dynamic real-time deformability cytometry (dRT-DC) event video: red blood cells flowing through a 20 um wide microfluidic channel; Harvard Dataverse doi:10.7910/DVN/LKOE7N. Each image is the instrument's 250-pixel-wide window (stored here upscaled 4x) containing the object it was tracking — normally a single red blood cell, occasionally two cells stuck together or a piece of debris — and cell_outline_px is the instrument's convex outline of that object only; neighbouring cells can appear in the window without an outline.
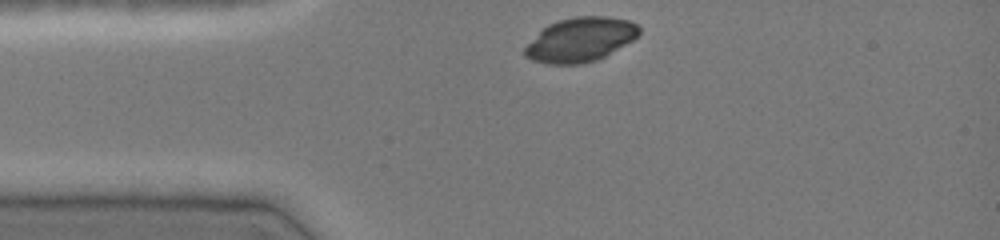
{"species": "common noctule bat (a hibernating species)", "species_latin": "Nyctalus noctula", "temperature_condition": "cold", "stored_images_in_passage": 31, "camera_frame_rate_fps": 3000, "um_per_image_px": 0.085, "animal": {"sex": "female", "body_mass_g": 19.0, "forearm_length_mm": 51.5}, "frame": {"image": 1, "passage_image": 1, "time_ms": 0.0, "image_size_px": [1000, 240], "cell_outline_px": [[640, 32], [632, 40], [604, 56], [596, 60], [580, 64], [548, 64], [532, 60], [524, 56], [524, 48], [548, 24], [560, 20], [576, 16], [608, 16], [628, 20], [636, 24], [640, 28]], "centroid_in_image_um": [49.33, 3.37], "position_along_channel_um": 35.7, "area_um2": 29.07}}
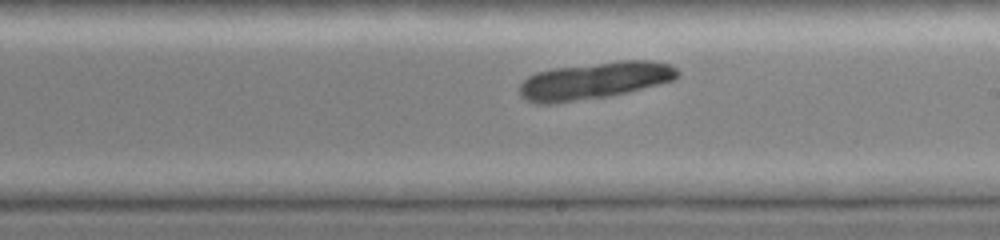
{"frame": {"image": 2, "passage_image": 18, "time_ms": 5.667, "image_size_px": [1000, 240], "cell_outline_px": [[680, 72], [672, 80], [628, 92], [608, 96], [556, 104], [536, 104], [520, 96], [520, 84], [528, 76], [536, 72], [552, 68], [620, 60], [648, 60], [672, 64]], "centroid_in_image_um": [50.5, 6.85], "position_along_channel_um": 238.5, "area_um2": 34.22}}
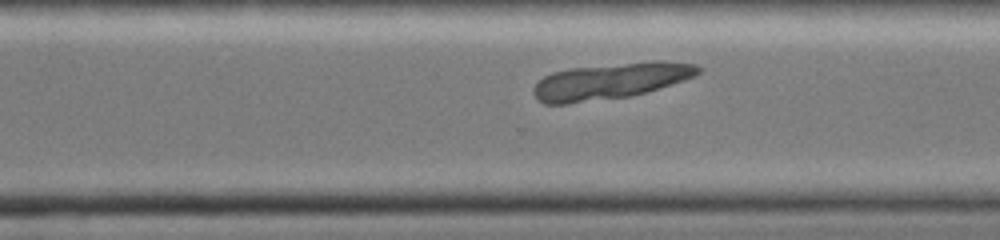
{"frame": {"image": 3, "passage_image": 24, "time_ms": 7.667, "image_size_px": [1000, 240], "cell_outline_px": [[700, 72], [696, 76], [684, 80], [644, 92], [628, 96], [568, 104], [544, 104], [536, 100], [532, 92], [532, 88], [544, 76], [552, 72], [568, 68], [652, 60], [660, 60], [696, 64], [700, 68]], "centroid_in_image_um": [51.84, 6.88], "position_along_channel_um": 318.8, "area_um2": 34.85}}